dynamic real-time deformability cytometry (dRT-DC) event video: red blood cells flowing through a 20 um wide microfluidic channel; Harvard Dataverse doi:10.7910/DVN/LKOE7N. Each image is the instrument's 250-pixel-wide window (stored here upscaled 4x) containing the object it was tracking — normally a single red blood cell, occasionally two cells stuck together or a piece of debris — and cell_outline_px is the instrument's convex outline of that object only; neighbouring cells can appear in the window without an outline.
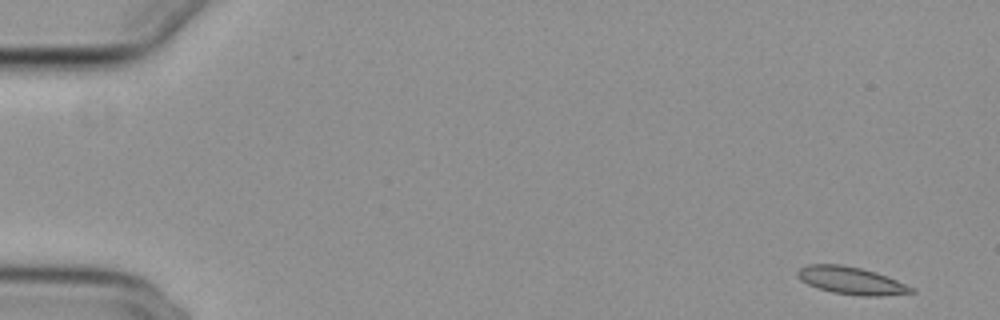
{"species": "common noctule bat (a hibernating species)", "species_latin": "Nyctalus noctula", "temperature_condition": "cold", "stored_images_in_passage": 7, "camera_frame_rate_fps": 3000, "um_per_image_px": 0.085, "animal": {"sex": "female", "body_mass_g": 29.2, "forearm_length_mm": 56.3}, "frame": {"image": 1, "passage_image": 1, "time_ms": 0.0, "image_size_px": [1000, 320], "cell_outline_px": [[916, 292], [880, 296], [860, 296], [832, 292], [816, 288], [800, 280], [796, 276], [796, 272], [800, 268], [808, 264], [840, 264], [860, 268], [876, 272], [888, 276], [916, 288]], "centroid_in_image_um": [72.36, 23.85], "position_along_channel_um": 12.6, "area_um2": 18.44}}